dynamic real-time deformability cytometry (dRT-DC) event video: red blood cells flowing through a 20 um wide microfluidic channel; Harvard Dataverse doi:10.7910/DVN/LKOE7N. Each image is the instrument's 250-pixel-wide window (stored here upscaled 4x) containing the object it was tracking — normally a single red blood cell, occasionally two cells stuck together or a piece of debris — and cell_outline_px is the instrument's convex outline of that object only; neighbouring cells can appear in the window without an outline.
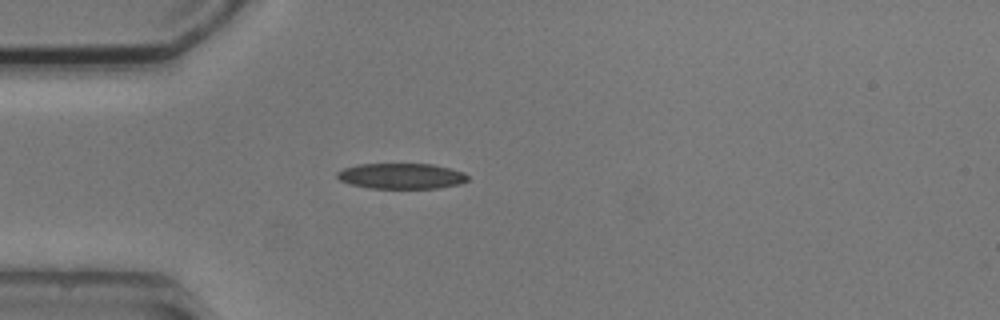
{"species": "common noctule bat (a hibernating species)", "species_latin": "Nyctalus noctula", "temperature_condition": "cold", "stored_images_in_passage": 1, "camera_frame_rate_fps": 3000, "um_per_image_px": 0.085, "animal": {"sex": "male", "body_mass_g": 20.5, "forearm_length_mm": 52.5}, "frame": {"image": 1, "passage_image": 1, "time_ms": 0.0, "image_size_px": [1000, 320], "cell_outline_px": [[468, 180], [460, 184], [440, 188], [368, 188], [352, 184], [340, 180], [336, 176], [336, 172], [344, 168], [356, 164], [432, 164], [464, 172], [468, 176]], "centroid_in_image_um": [34.11, 14.96], "position_along_channel_um": 50.9, "area_um2": 19.48}}